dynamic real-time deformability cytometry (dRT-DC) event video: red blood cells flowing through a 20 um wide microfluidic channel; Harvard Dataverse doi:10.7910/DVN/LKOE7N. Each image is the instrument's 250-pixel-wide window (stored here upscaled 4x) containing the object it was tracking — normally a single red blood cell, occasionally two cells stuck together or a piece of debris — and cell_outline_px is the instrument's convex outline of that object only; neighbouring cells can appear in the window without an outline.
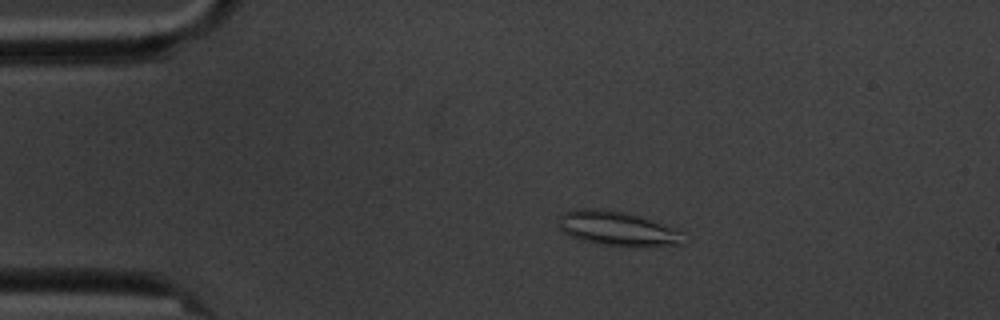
{"species": "common noctule bat (a hibernating species)", "species_latin": "Nyctalus noctula", "temperature_condition": "cold", "stored_images_in_passage": 5, "camera_frame_rate_fps": 3000, "um_per_image_px": 0.085, "animal": {"sex": "male", "body_mass_g": 20.1, "forearm_length_mm": 53.5}, "frame": {"image": 1, "passage_image": 3, "time_ms": 2.333, "image_size_px": [1000, 320], "cell_outline_px": [[684, 244], [644, 248], [600, 244], [580, 240], [568, 236], [560, 228], [560, 216], [564, 212], [580, 208], [600, 208], [624, 212], [676, 228], [684, 232]], "centroid_in_image_um": [52.53, 19.46], "position_along_channel_um": 32.5, "area_um2": 25.43}}
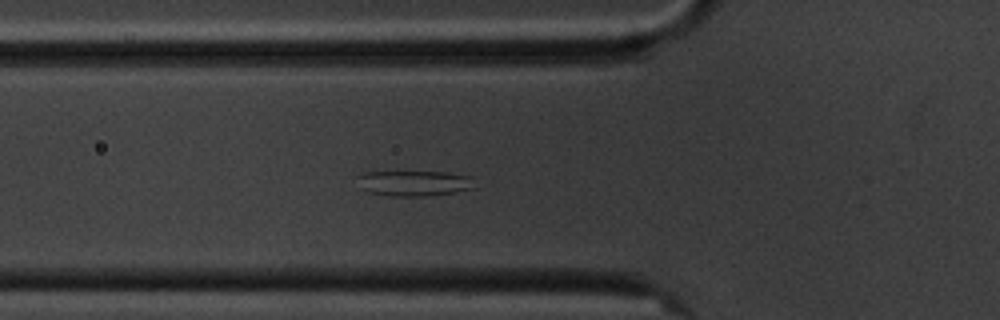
{"frame": {"image": 2, "passage_image": 5, "time_ms": 5.333, "image_size_px": [1000, 320], "cell_outline_px": [[476, 188], [456, 192], [432, 196], [392, 196], [368, 192], [360, 188], [356, 176], [360, 172], [448, 172], [472, 176]], "centroid_in_image_um": [35.22, 15.57], "position_along_channel_um": 90.6, "area_um2": 17.8}}